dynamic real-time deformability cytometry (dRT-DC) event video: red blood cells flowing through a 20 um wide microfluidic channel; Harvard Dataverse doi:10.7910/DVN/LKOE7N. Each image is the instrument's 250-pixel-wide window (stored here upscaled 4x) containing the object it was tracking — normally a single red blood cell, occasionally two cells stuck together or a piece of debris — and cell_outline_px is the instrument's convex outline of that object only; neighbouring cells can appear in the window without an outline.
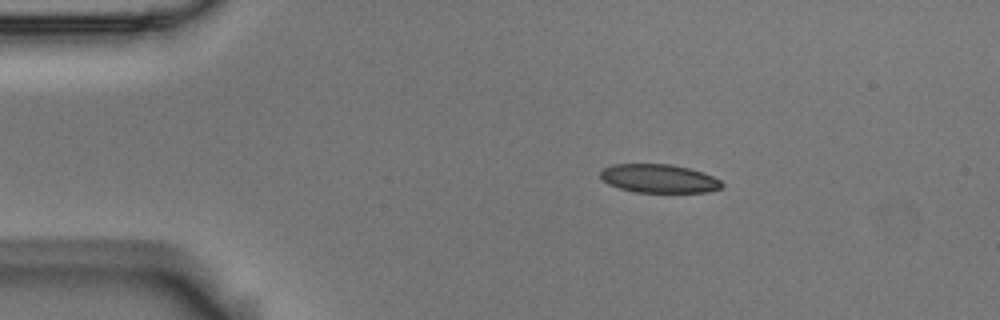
{"species": "Egyptian fruit bat (a non-hibernating species)", "species_latin": "Rousettus aegyptiacus", "temperature_condition": "room temperature", "stored_images_in_passage": 6, "camera_frame_rate_fps": 3000, "um_per_image_px": 0.085, "animal": {"sex": "male"}, "frame": {"image": 1, "passage_image": 2, "time_ms": 0.333, "image_size_px": [1000, 320], "cell_outline_px": [[724, 184], [720, 188], [708, 192], [636, 192], [620, 188], [608, 184], [600, 176], [600, 172], [604, 168], [612, 164], [672, 164], [688, 168], [712, 176], [720, 180]], "centroid_in_image_um": [56.0, 15.17], "position_along_channel_um": 29.0, "area_um2": 20.06}}
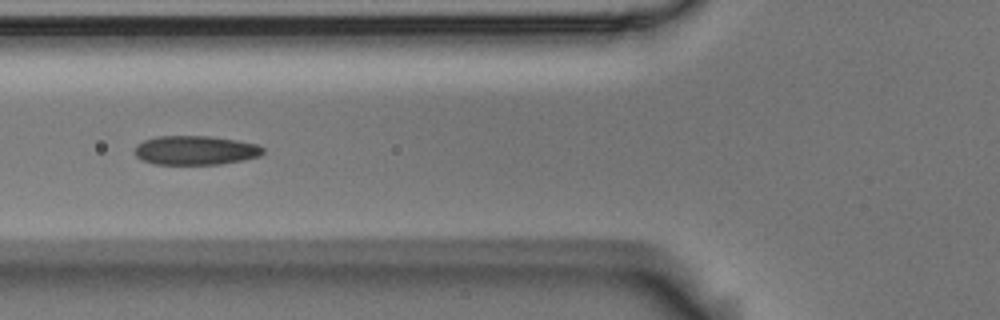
{"frame": {"image": 2, "passage_image": 5, "time_ms": 1.333, "image_size_px": [1000, 320], "cell_outline_px": [[264, 152], [260, 156], [244, 160], [220, 164], [152, 164], [140, 160], [136, 156], [136, 144], [144, 140], [156, 136], [208, 136], [236, 140], [260, 144], [264, 148]], "centroid_in_image_um": [16.63, 12.77], "position_along_channel_um": 109.2, "area_um2": 21.96}}
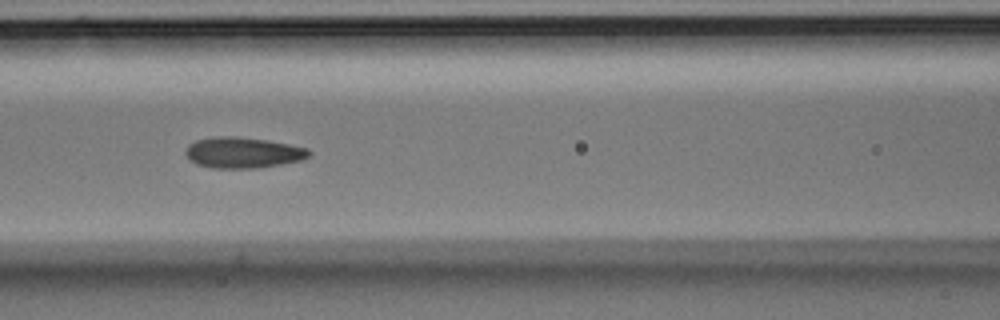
{"frame": {"image": 3, "passage_image": 6, "time_ms": 1.667, "image_size_px": [1000, 320], "cell_outline_px": [[312, 152], [308, 156], [300, 160], [280, 164], [256, 168], [212, 168], [196, 164], [184, 152], [188, 144], [196, 140], [216, 136], [236, 136], [268, 140], [308, 148]], "centroid_in_image_um": [20.63, 12.96], "position_along_channel_um": 146.0, "area_um2": 22.14}}